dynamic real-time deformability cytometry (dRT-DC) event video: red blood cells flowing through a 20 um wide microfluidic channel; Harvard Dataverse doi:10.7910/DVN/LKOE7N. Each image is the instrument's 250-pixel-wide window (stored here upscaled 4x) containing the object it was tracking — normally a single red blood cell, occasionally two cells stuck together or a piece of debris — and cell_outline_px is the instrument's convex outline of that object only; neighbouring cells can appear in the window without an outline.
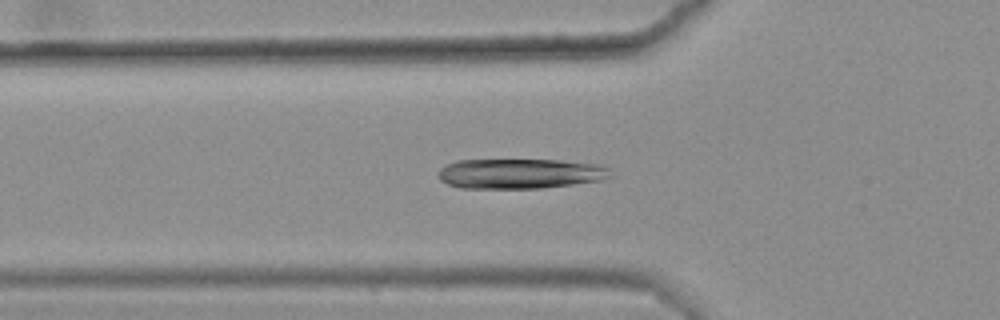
{"species": "common noctule bat (a hibernating species)", "species_latin": "Nyctalus noctula", "temperature_condition": "warm", "stored_images_in_passage": 38, "camera_frame_rate_fps": 3000, "um_per_image_px": 0.085, "animal": {"sex": "female", "body_mass_g": 25.1}, "frame": {"image": 1, "passage_image": 9, "time_ms": 2.667, "image_size_px": [1000, 320], "cell_outline_px": [[612, 176], [600, 180], [544, 188], [460, 188], [448, 184], [440, 180], [436, 176], [436, 172], [440, 168], [456, 160], [560, 160], [604, 164], [608, 168]], "centroid_in_image_um": [44.2, 14.75], "position_along_channel_um": 81.6, "area_um2": 30.4}}
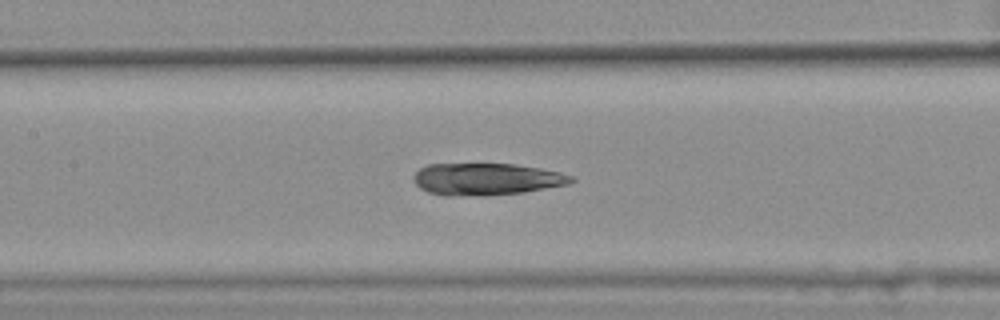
{"frame": {"image": 2, "passage_image": 16, "time_ms": 5.0, "image_size_px": [1000, 320], "cell_outline_px": [[576, 180], [568, 184], [524, 192], [452, 196], [444, 196], [428, 192], [420, 188], [412, 180], [412, 176], [420, 168], [428, 164], [512, 164], [540, 168], [560, 172], [572, 176]], "centroid_in_image_um": [41.31, 15.21], "position_along_channel_um": 166.1, "area_um2": 29.13}}
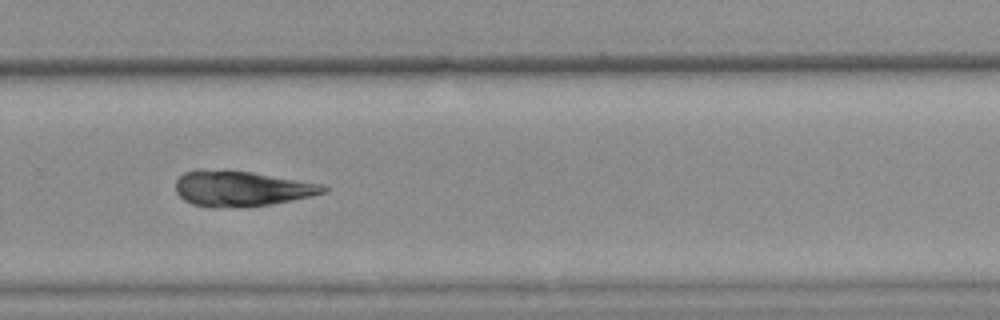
{"frame": {"image": 3, "passage_image": 28, "time_ms": 9.0, "image_size_px": [1000, 320], "cell_outline_px": [[328, 192], [292, 200], [272, 204], [244, 208], [208, 208], [192, 204], [184, 200], [176, 192], [176, 180], [184, 172], [196, 168], [200, 168], [252, 172], [324, 184], [328, 188]], "centroid_in_image_um": [20.5, 16.04], "position_along_channel_um": 309.3, "area_um2": 31.15}, "authors_computed_cell_mechanics": {"area_um2": 29.767, "velocity_mm_per_s": 3.587, "shape_relaxation_time_tau1_ms": 3.6601, "shape_relaxation_time_tau2_ms": 5.2552, "deformation_change_tau1": 0.1262, "deformation_change_tau2": 0.1386}}